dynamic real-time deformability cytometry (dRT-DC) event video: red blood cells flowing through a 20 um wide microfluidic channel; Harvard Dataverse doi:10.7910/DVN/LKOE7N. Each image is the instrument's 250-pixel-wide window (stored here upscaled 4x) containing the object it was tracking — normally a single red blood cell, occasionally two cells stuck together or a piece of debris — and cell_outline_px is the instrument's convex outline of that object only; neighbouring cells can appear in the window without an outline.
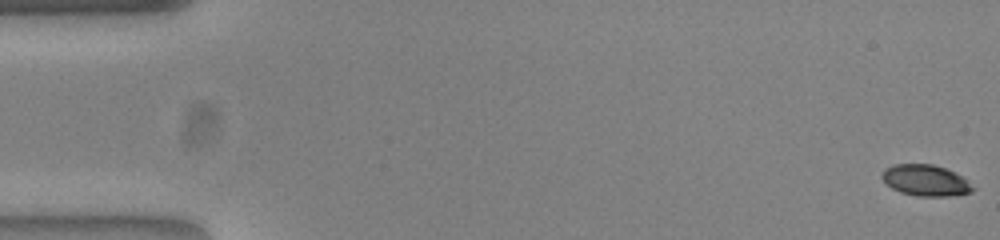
{"species": "common noctule bat (a hibernating species)", "species_latin": "Nyctalus noctula", "temperature_condition": "warm", "stored_images_in_passage": 54, "camera_frame_rate_fps": 3000, "um_per_image_px": 0.085, "animal": {"sex": "female", "body_mass_g": 23.0, "forearm_length_mm": 53.4}, "frame": {"image": 1, "passage_image": 1, "time_ms": 0.0, "image_size_px": [1000, 240], "cell_outline_px": [[976, 188], [972, 192], [948, 196], [916, 196], [900, 192], [892, 188], [880, 176], [884, 168], [892, 164], [932, 164], [944, 168], [960, 176]], "centroid_in_image_um": [78.64, 15.33], "position_along_channel_um": 6.4, "area_um2": 16.36}}
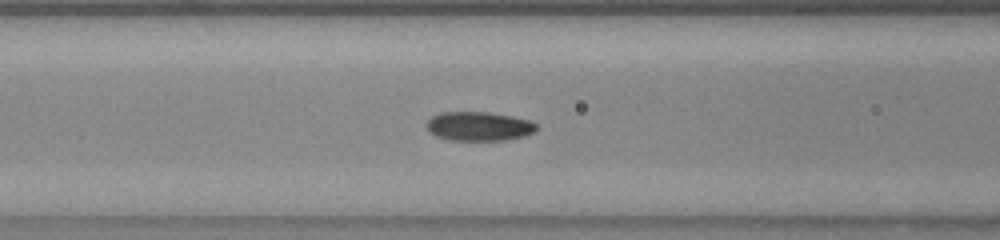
{"frame": {"image": 2, "passage_image": 22, "time_ms": 7.0, "image_size_px": [1000, 240], "cell_outline_px": [[540, 128], [524, 136], [504, 140], [448, 140], [436, 136], [428, 132], [424, 124], [432, 116], [440, 112], [488, 112], [512, 116], [528, 120], [536, 124]], "centroid_in_image_um": [40.66, 10.73], "position_along_channel_um": 125.9, "area_um2": 18.79}}
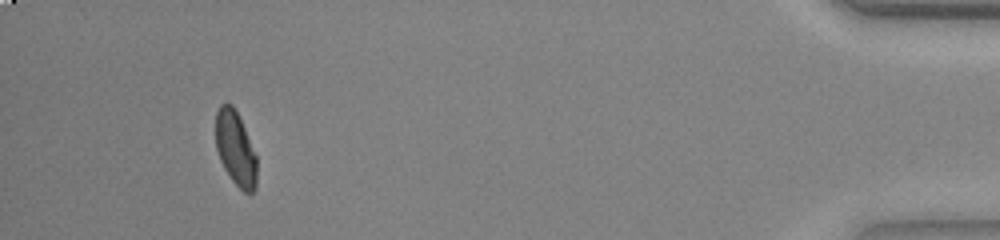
{"frame": {"image": 3, "passage_image": 50, "time_ms": 16.333, "image_size_px": [1000, 240], "cell_outline_px": [[256, 188], [252, 192], [244, 192], [232, 180], [224, 168], [220, 160], [216, 148], [216, 112], [220, 104], [224, 100], [232, 104], [244, 128], [256, 156]], "centroid_in_image_um": [20.0, 12.59], "position_along_channel_um": 415.2, "area_um2": 17.63}, "authors_computed_cell_mechanics": {"area_um2": 18.2648, "velocity_mm_per_s": 3.8654, "shape_relaxation_time_tau1_ms": 5.54, "shape_relaxation_time_tau2_ms": 2.4603, "deformation_change_tau1": 0.1663, "deformation_change_tau2": 0.0522}}